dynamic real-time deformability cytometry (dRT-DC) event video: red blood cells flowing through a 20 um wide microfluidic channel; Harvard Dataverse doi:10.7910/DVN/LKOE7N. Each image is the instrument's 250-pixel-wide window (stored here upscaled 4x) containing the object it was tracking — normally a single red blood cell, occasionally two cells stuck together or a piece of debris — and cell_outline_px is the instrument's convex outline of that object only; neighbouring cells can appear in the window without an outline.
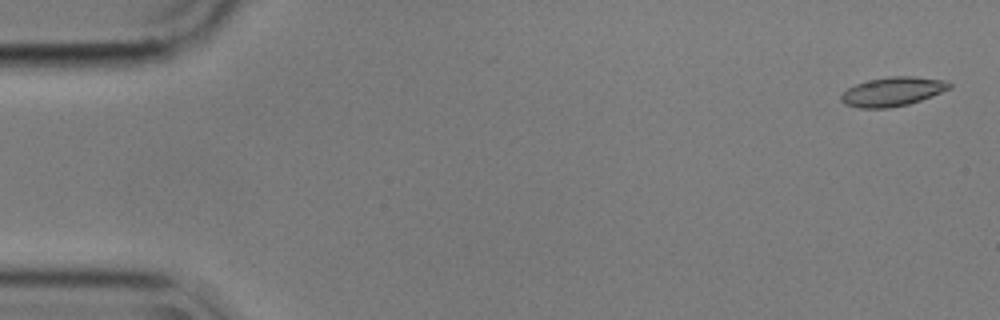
{"species": "common noctule bat (a hibernating species)", "species_latin": "Nyctalus noctula", "temperature_condition": "cold", "stored_images_in_passage": 5, "camera_frame_rate_fps": 3000, "um_per_image_px": 0.085, "animal": {"sex": "male", "body_mass_g": 17.9}, "frame": {"image": 1, "passage_image": 1, "time_ms": 0.0, "image_size_px": [1000, 320], "cell_outline_px": [[952, 88], [932, 96], [908, 104], [888, 108], [860, 108], [844, 104], [840, 100], [840, 96], [848, 88], [856, 84], [868, 80], [888, 76], [916, 76], [944, 80], [952, 84]], "centroid_in_image_um": [75.88, 7.78], "position_along_channel_um": 9.1, "area_um2": 18.44}}
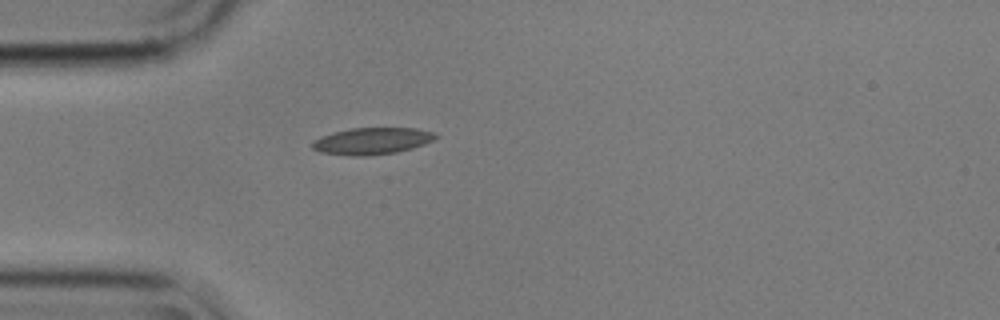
{"frame": {"image": 2, "passage_image": 5, "time_ms": 1.333, "image_size_px": [1000, 320], "cell_outline_px": [[440, 136], [424, 144], [412, 148], [396, 152], [368, 156], [352, 156], [320, 152], [312, 148], [312, 144], [320, 136], [332, 132], [352, 128], [416, 128], [436, 132]], "centroid_in_image_um": [31.65, 11.98], "position_along_channel_um": 53.4, "area_um2": 19.31}}